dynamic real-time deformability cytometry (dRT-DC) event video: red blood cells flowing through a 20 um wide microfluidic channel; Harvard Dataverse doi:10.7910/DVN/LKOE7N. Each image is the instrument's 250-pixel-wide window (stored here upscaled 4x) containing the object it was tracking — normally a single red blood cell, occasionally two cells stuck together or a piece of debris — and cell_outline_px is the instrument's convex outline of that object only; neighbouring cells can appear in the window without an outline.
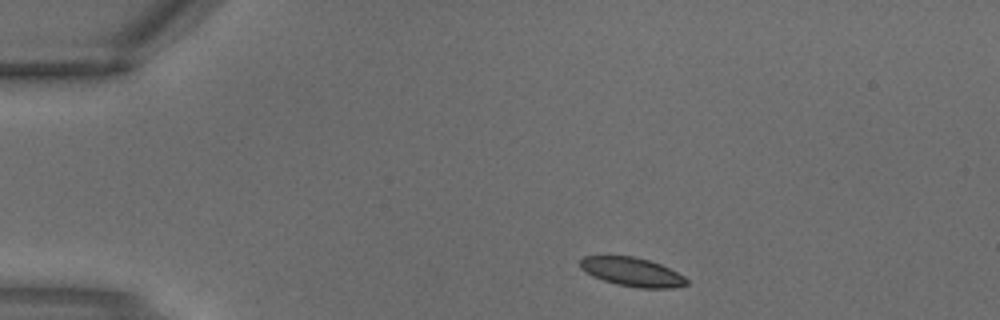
{"species": "common noctule bat (a hibernating species)", "species_latin": "Nyctalus noctula", "temperature_condition": "warm", "stored_images_in_passage": 3, "segment_of_instrument_passage": [1, 2], "camera_frame_rate_fps": 3000, "um_per_image_px": 0.085, "animal": {"sex": "male", "body_mass_g": 18.8}, "frame": {"image": 1, "passage_image": 1, "time_ms": 0.0, "image_size_px": [1000, 320], "cell_outline_px": [[688, 284], [672, 288], [640, 288], [616, 284], [592, 276], [584, 272], [580, 268], [580, 260], [584, 256], [632, 256], [648, 260], [660, 264], [684, 276], [688, 280]], "centroid_in_image_um": [53.71, 23.12], "position_along_channel_um": 31.3, "area_um2": 17.8}}